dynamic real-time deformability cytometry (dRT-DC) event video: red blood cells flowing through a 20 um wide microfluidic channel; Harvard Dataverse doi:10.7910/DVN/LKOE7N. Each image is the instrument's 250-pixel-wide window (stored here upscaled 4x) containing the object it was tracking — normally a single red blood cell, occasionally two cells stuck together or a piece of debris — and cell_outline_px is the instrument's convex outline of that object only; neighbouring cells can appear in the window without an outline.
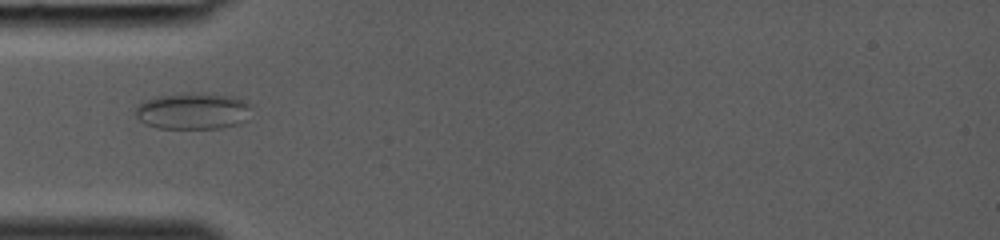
{"species": "common noctule bat (a hibernating species)", "species_latin": "Nyctalus noctula", "temperature_condition": "room temperature", "stored_images_in_passage": 26, "camera_frame_rate_fps": 3000, "um_per_image_px": 0.085, "animal": {"sex": "female", "body_mass_g": 19.0, "forearm_length_mm": 53.3}, "frame": {"image": 1, "passage_image": 1, "time_ms": 0.0, "image_size_px": [1000, 240], "cell_outline_px": [[252, 104], [248, 120], [240, 124], [220, 128], [156, 128], [144, 124], [136, 116], [136, 108], [140, 100], [156, 96], [184, 92], [204, 92], [232, 96], [248, 100]], "centroid_in_image_um": [16.43, 9.41], "position_along_channel_um": 68.6, "area_um2": 25.61}}
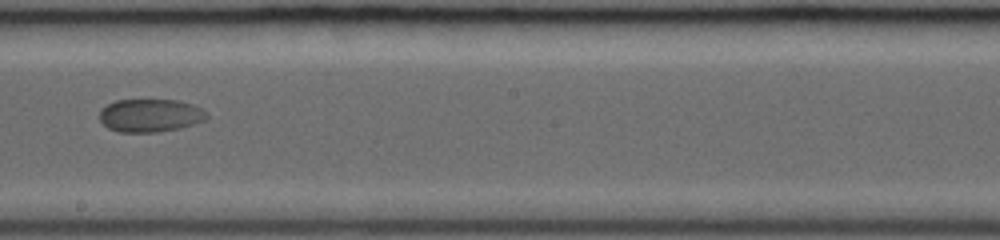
{"frame": {"image": 2, "passage_image": 11, "time_ms": 3.333, "image_size_px": [1000, 240], "cell_outline_px": [[208, 116], [204, 120], [180, 128], [156, 132], [120, 132], [108, 128], [100, 120], [100, 108], [116, 100], [176, 100], [192, 104], [204, 108]], "centroid_in_image_um": [12.77, 9.81], "position_along_channel_um": 235.4, "area_um2": 20.63}}
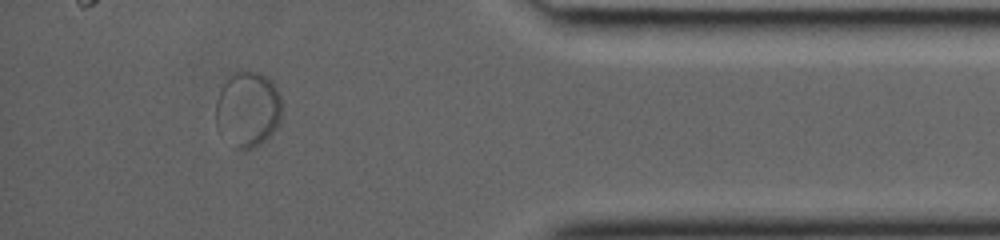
{"frame": {"image": 3, "passage_image": 23, "time_ms": 7.333, "image_size_px": [1000, 240], "cell_outline_px": [[280, 124], [260, 144], [244, 152], [236, 148], [216, 128], [216, 100], [220, 88], [228, 76], [232, 72], [244, 68], [260, 72], [276, 88], [280, 96]], "centroid_in_image_um": [21.02, 9.26], "position_along_channel_um": 414.2, "area_um2": 29.42}}